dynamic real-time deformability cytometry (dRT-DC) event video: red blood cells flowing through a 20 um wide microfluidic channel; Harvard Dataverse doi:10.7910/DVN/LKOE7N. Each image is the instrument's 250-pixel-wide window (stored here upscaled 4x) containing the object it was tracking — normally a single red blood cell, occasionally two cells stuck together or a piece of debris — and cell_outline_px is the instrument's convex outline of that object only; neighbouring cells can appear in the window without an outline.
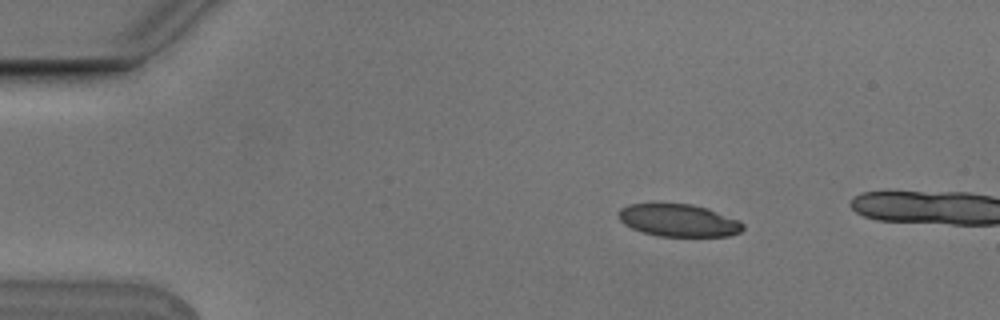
{"species": "Egyptian fruit bat (a non-hibernating species)", "species_latin": "Rousettus aegyptiacus", "temperature_condition": "cold", "stored_images_in_passage": 5, "camera_frame_rate_fps": 3000, "um_per_image_px": 0.085, "animal": {"sex": "male"}, "frame": {"image": 1, "passage_image": 3, "time_ms": 0.667, "image_size_px": [1000, 320], "cell_outline_px": [[744, 228], [740, 232], [728, 236], [660, 236], [644, 232], [632, 228], [624, 224], [616, 216], [616, 212], [620, 208], [628, 204], [692, 204], [708, 208], [736, 220], [744, 224]], "centroid_in_image_um": [57.63, 18.73], "position_along_channel_um": 27.4, "area_um2": 23.41}}